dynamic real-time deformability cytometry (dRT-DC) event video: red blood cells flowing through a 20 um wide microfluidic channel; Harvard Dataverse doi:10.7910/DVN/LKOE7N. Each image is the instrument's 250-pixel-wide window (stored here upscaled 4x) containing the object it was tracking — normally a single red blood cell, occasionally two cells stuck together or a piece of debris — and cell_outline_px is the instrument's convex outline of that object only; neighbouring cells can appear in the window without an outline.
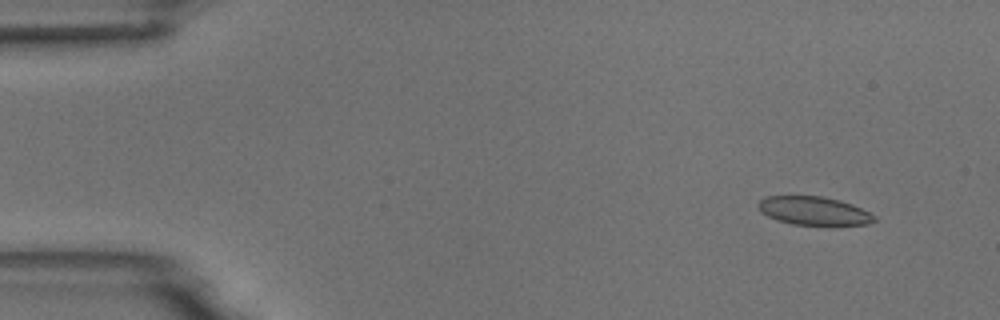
{"species": "common noctule bat (a hibernating species)", "species_latin": "Nyctalus noctula", "temperature_condition": "room temperature", "stored_images_in_passage": 5, "camera_frame_rate_fps": 3000, "um_per_image_px": 0.085, "animal": {"sex": "male", "body_mass_g": 18.8}, "frame": {"image": 1, "passage_image": 2, "time_ms": 1.0, "image_size_px": [1000, 320], "cell_outline_px": [[876, 220], [868, 224], [832, 228], [792, 224], [776, 220], [760, 212], [756, 204], [764, 196], [820, 196], [840, 200], [852, 204], [876, 216]], "centroid_in_image_um": [69.2, 17.97], "position_along_channel_um": 15.8, "area_um2": 20.17}}
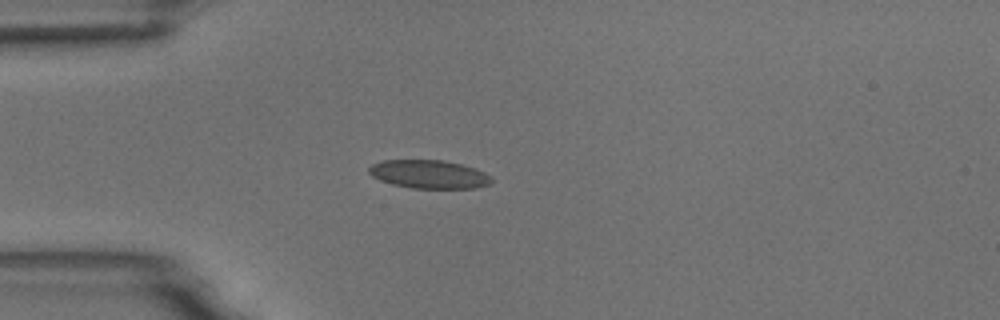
{"frame": {"image": 2, "passage_image": 5, "time_ms": 4.333, "image_size_px": [1000, 320], "cell_outline_px": [[492, 180], [488, 184], [476, 188], [412, 188], [392, 184], [380, 180], [372, 176], [368, 172], [368, 168], [372, 164], [384, 160], [444, 160], [460, 164], [484, 172]], "centroid_in_image_um": [36.41, 14.81], "position_along_channel_um": 48.6, "area_um2": 20.06}}